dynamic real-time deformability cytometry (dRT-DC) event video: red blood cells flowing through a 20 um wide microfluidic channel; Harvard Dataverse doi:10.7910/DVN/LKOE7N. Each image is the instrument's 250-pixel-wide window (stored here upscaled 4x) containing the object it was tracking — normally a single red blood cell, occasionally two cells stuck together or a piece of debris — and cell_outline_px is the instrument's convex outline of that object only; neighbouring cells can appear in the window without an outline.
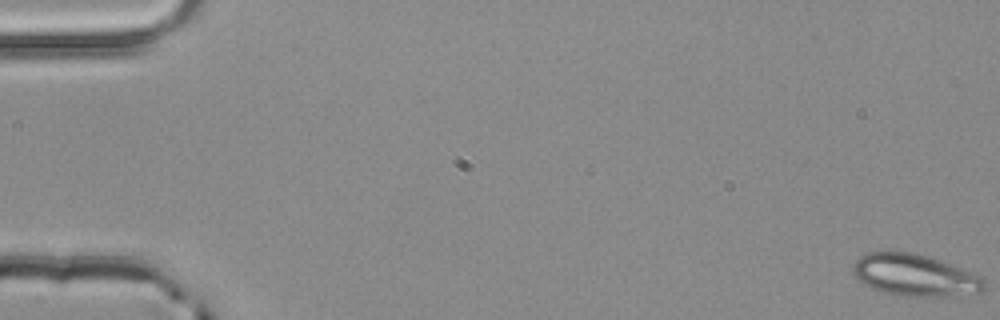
{"species": "common noctule bat (a hibernating species)", "species_latin": "Nyctalus noctula", "temperature_condition": "room temperature", "stored_images_in_passage": 3, "camera_frame_rate_fps": 3000, "um_per_image_px": 0.085, "animal": {"sex": "male", "body_mass_g": 20.4}, "frame": {"image": 1, "passage_image": 1, "time_ms": 0.0, "image_size_px": [1000, 320], "cell_outline_px": [[984, 288], [980, 292], [948, 296], [904, 296], [884, 292], [872, 288], [864, 284], [852, 272], [852, 268], [856, 260], [860, 256], [868, 252], [916, 252], [940, 260], [980, 276], [984, 280]], "centroid_in_image_um": [77.73, 23.38], "position_along_channel_um": 7.3, "area_um2": 31.67}}
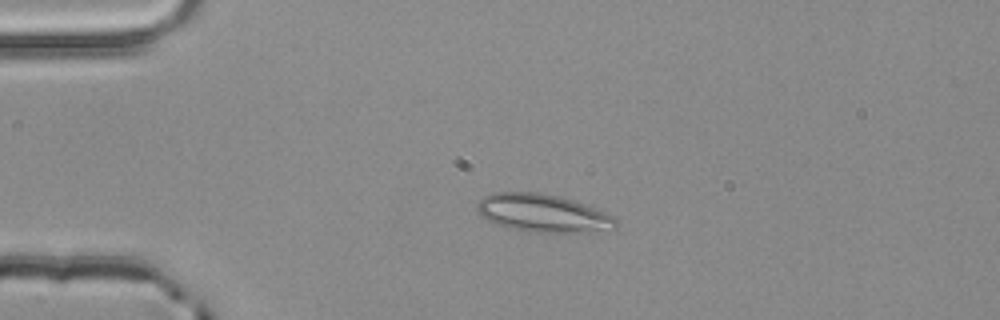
{"frame": {"image": 2, "passage_image": 3, "time_ms": 0.667, "image_size_px": [1000, 320], "cell_outline_px": [[620, 224], [616, 228], [588, 232], [532, 232], [512, 228], [496, 224], [480, 216], [476, 208], [476, 204], [484, 196], [492, 192], [536, 192], [560, 196], [584, 204], [604, 212], [612, 216]], "centroid_in_image_um": [46.12, 18.11], "position_along_channel_um": 38.9, "area_um2": 30.58}}